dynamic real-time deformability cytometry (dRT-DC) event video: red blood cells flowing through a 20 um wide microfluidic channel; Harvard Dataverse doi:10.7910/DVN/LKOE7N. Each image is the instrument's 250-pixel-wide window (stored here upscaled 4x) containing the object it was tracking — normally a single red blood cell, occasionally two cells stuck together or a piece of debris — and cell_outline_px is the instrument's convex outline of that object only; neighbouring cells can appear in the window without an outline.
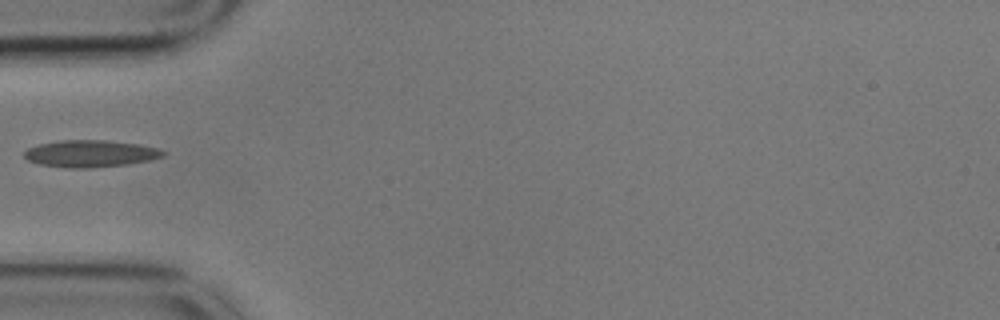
{"species": "common noctule bat (a hibernating species)", "species_latin": "Nyctalus noctula", "temperature_condition": "cold", "stored_images_in_passage": 8, "camera_frame_rate_fps": 3000, "um_per_image_px": 0.085, "animal": {"sex": "male", "body_mass_g": 17.9}, "frame": {"image": 1, "passage_image": 1, "time_ms": 0.0, "image_size_px": [1000, 320], "cell_outline_px": [[168, 152], [164, 156], [148, 160], [128, 164], [88, 168], [68, 168], [40, 164], [28, 160], [24, 156], [24, 152], [28, 148], [40, 144], [60, 140], [104, 140], [140, 144], [160, 148]], "centroid_in_image_um": [7.73, 13.05], "position_along_channel_um": 77.3, "area_um2": 21.85}}